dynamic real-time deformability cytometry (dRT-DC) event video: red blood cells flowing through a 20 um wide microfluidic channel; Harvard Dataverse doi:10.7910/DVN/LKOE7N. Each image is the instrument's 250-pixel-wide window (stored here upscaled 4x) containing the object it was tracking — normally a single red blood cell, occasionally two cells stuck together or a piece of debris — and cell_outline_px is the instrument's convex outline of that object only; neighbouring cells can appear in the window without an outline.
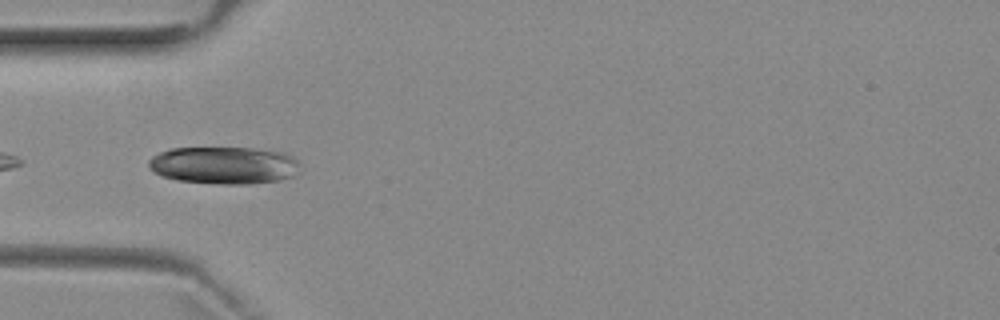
{"species": "common noctule bat (a hibernating species)", "species_latin": "Nyctalus noctula", "temperature_condition": "room temperature", "stored_images_in_passage": 8, "camera_frame_rate_fps": 3000, "um_per_image_px": 0.085, "animal": {"sex": "female", "body_mass_g": 29.2, "forearm_length_mm": 56.3}, "frame": {"image": 1, "passage_image": 4, "time_ms": 4.667, "image_size_px": [1000, 320], "cell_outline_px": [[296, 164], [292, 176], [280, 180], [248, 184], [220, 184], [176, 180], [160, 176], [148, 168], [148, 160], [152, 156], [160, 152], [172, 148], [252, 148], [284, 152], [292, 156], [296, 160]], "centroid_in_image_um": [18.95, 14.05], "position_along_channel_um": 66.0, "area_um2": 32.83}}
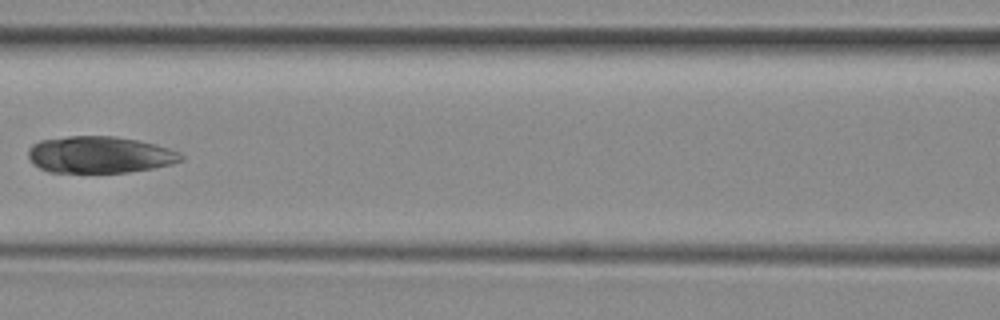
{"frame": {"image": 2, "passage_image": 6, "time_ms": 7.0, "image_size_px": [1000, 320], "cell_outline_px": [[184, 160], [172, 164], [152, 168], [128, 172], [48, 172], [40, 168], [28, 156], [28, 148], [32, 144], [40, 140], [68, 136], [116, 136], [156, 144], [180, 152], [184, 156]], "centroid_in_image_um": [8.49, 13.14], "position_along_channel_um": 158.1, "area_um2": 32.71}}
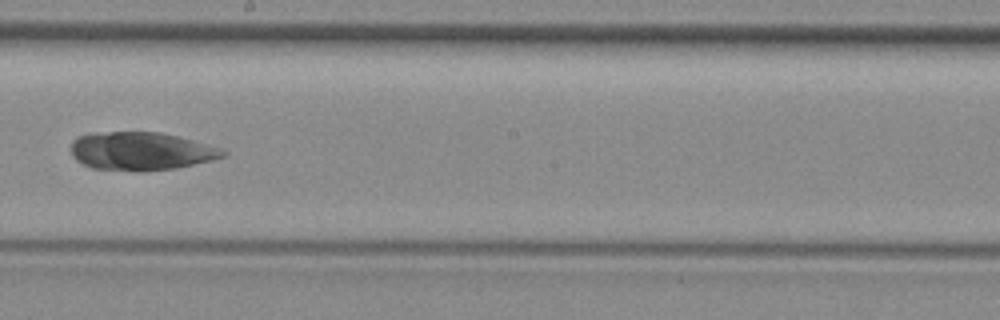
{"frame": {"image": 3, "passage_image": 8, "time_ms": 9.0, "image_size_px": [1000, 320], "cell_outline_px": [[228, 156], [212, 160], [176, 168], [144, 172], [92, 168], [76, 160], [72, 156], [72, 140], [76, 136], [92, 132], [160, 132], [208, 144], [220, 148], [228, 152]], "centroid_in_image_um": [11.98, 12.85], "position_along_channel_um": 236.2, "area_um2": 34.1}}